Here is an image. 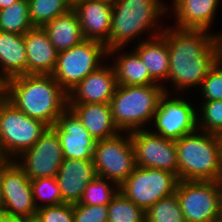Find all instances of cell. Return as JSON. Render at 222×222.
<instances>
[{
	"mask_svg": "<svg viewBox=\"0 0 222 222\" xmlns=\"http://www.w3.org/2000/svg\"><path fill=\"white\" fill-rule=\"evenodd\" d=\"M72 9L77 13L84 39L109 42L112 0H78Z\"/></svg>",
	"mask_w": 222,
	"mask_h": 222,
	"instance_id": "obj_17",
	"label": "cell"
},
{
	"mask_svg": "<svg viewBox=\"0 0 222 222\" xmlns=\"http://www.w3.org/2000/svg\"><path fill=\"white\" fill-rule=\"evenodd\" d=\"M48 127L18 110L3 96L0 99V159L15 160L31 148Z\"/></svg>",
	"mask_w": 222,
	"mask_h": 222,
	"instance_id": "obj_6",
	"label": "cell"
},
{
	"mask_svg": "<svg viewBox=\"0 0 222 222\" xmlns=\"http://www.w3.org/2000/svg\"><path fill=\"white\" fill-rule=\"evenodd\" d=\"M29 17L34 27L43 28L48 22L68 13L73 4L69 0H28Z\"/></svg>",
	"mask_w": 222,
	"mask_h": 222,
	"instance_id": "obj_27",
	"label": "cell"
},
{
	"mask_svg": "<svg viewBox=\"0 0 222 222\" xmlns=\"http://www.w3.org/2000/svg\"><path fill=\"white\" fill-rule=\"evenodd\" d=\"M118 191L119 186L116 183L97 176L86 186L79 204L108 205Z\"/></svg>",
	"mask_w": 222,
	"mask_h": 222,
	"instance_id": "obj_30",
	"label": "cell"
},
{
	"mask_svg": "<svg viewBox=\"0 0 222 222\" xmlns=\"http://www.w3.org/2000/svg\"><path fill=\"white\" fill-rule=\"evenodd\" d=\"M175 143L179 181H220L222 151L216 134L196 130Z\"/></svg>",
	"mask_w": 222,
	"mask_h": 222,
	"instance_id": "obj_4",
	"label": "cell"
},
{
	"mask_svg": "<svg viewBox=\"0 0 222 222\" xmlns=\"http://www.w3.org/2000/svg\"><path fill=\"white\" fill-rule=\"evenodd\" d=\"M108 63L110 65H108ZM117 87L115 71L108 60L87 75L68 93V104H109Z\"/></svg>",
	"mask_w": 222,
	"mask_h": 222,
	"instance_id": "obj_16",
	"label": "cell"
},
{
	"mask_svg": "<svg viewBox=\"0 0 222 222\" xmlns=\"http://www.w3.org/2000/svg\"><path fill=\"white\" fill-rule=\"evenodd\" d=\"M199 104L196 107L197 130L218 135L222 131V100Z\"/></svg>",
	"mask_w": 222,
	"mask_h": 222,
	"instance_id": "obj_32",
	"label": "cell"
},
{
	"mask_svg": "<svg viewBox=\"0 0 222 222\" xmlns=\"http://www.w3.org/2000/svg\"><path fill=\"white\" fill-rule=\"evenodd\" d=\"M27 74L51 75L56 67L57 54L47 32L34 27L24 34Z\"/></svg>",
	"mask_w": 222,
	"mask_h": 222,
	"instance_id": "obj_20",
	"label": "cell"
},
{
	"mask_svg": "<svg viewBox=\"0 0 222 222\" xmlns=\"http://www.w3.org/2000/svg\"><path fill=\"white\" fill-rule=\"evenodd\" d=\"M178 182L175 173L135 166L133 172L119 186V191L146 211L162 198L175 194Z\"/></svg>",
	"mask_w": 222,
	"mask_h": 222,
	"instance_id": "obj_8",
	"label": "cell"
},
{
	"mask_svg": "<svg viewBox=\"0 0 222 222\" xmlns=\"http://www.w3.org/2000/svg\"><path fill=\"white\" fill-rule=\"evenodd\" d=\"M186 96L187 94L165 93L159 100L152 126L149 129L151 128L153 133L174 141L195 132L197 130V105L196 102L192 104Z\"/></svg>",
	"mask_w": 222,
	"mask_h": 222,
	"instance_id": "obj_9",
	"label": "cell"
},
{
	"mask_svg": "<svg viewBox=\"0 0 222 222\" xmlns=\"http://www.w3.org/2000/svg\"><path fill=\"white\" fill-rule=\"evenodd\" d=\"M133 50L148 68L151 78L166 88L169 74V49L166 39L160 34L139 42Z\"/></svg>",
	"mask_w": 222,
	"mask_h": 222,
	"instance_id": "obj_23",
	"label": "cell"
},
{
	"mask_svg": "<svg viewBox=\"0 0 222 222\" xmlns=\"http://www.w3.org/2000/svg\"><path fill=\"white\" fill-rule=\"evenodd\" d=\"M0 184L4 203L3 213L15 219L37 213L31 180L14 160L1 159Z\"/></svg>",
	"mask_w": 222,
	"mask_h": 222,
	"instance_id": "obj_13",
	"label": "cell"
},
{
	"mask_svg": "<svg viewBox=\"0 0 222 222\" xmlns=\"http://www.w3.org/2000/svg\"><path fill=\"white\" fill-rule=\"evenodd\" d=\"M4 97L29 117L49 127L68 107V93L52 75L26 74L4 83Z\"/></svg>",
	"mask_w": 222,
	"mask_h": 222,
	"instance_id": "obj_2",
	"label": "cell"
},
{
	"mask_svg": "<svg viewBox=\"0 0 222 222\" xmlns=\"http://www.w3.org/2000/svg\"><path fill=\"white\" fill-rule=\"evenodd\" d=\"M31 189L37 209L63 203L56 177L33 179Z\"/></svg>",
	"mask_w": 222,
	"mask_h": 222,
	"instance_id": "obj_31",
	"label": "cell"
},
{
	"mask_svg": "<svg viewBox=\"0 0 222 222\" xmlns=\"http://www.w3.org/2000/svg\"><path fill=\"white\" fill-rule=\"evenodd\" d=\"M4 96V82L0 79V99Z\"/></svg>",
	"mask_w": 222,
	"mask_h": 222,
	"instance_id": "obj_42",
	"label": "cell"
},
{
	"mask_svg": "<svg viewBox=\"0 0 222 222\" xmlns=\"http://www.w3.org/2000/svg\"><path fill=\"white\" fill-rule=\"evenodd\" d=\"M43 29L47 32L50 42L58 53L68 50L85 40L78 15L73 9L51 20Z\"/></svg>",
	"mask_w": 222,
	"mask_h": 222,
	"instance_id": "obj_25",
	"label": "cell"
},
{
	"mask_svg": "<svg viewBox=\"0 0 222 222\" xmlns=\"http://www.w3.org/2000/svg\"><path fill=\"white\" fill-rule=\"evenodd\" d=\"M95 141L112 138L120 133L114 124L109 104H68Z\"/></svg>",
	"mask_w": 222,
	"mask_h": 222,
	"instance_id": "obj_22",
	"label": "cell"
},
{
	"mask_svg": "<svg viewBox=\"0 0 222 222\" xmlns=\"http://www.w3.org/2000/svg\"><path fill=\"white\" fill-rule=\"evenodd\" d=\"M213 42L215 46V64L222 69V31L219 33L216 30L214 31Z\"/></svg>",
	"mask_w": 222,
	"mask_h": 222,
	"instance_id": "obj_36",
	"label": "cell"
},
{
	"mask_svg": "<svg viewBox=\"0 0 222 222\" xmlns=\"http://www.w3.org/2000/svg\"><path fill=\"white\" fill-rule=\"evenodd\" d=\"M33 28L29 17L28 0H18L0 10V31L24 35Z\"/></svg>",
	"mask_w": 222,
	"mask_h": 222,
	"instance_id": "obj_26",
	"label": "cell"
},
{
	"mask_svg": "<svg viewBox=\"0 0 222 222\" xmlns=\"http://www.w3.org/2000/svg\"><path fill=\"white\" fill-rule=\"evenodd\" d=\"M0 169H1V159H0ZM3 210H4V203H3L1 184H0V213H3Z\"/></svg>",
	"mask_w": 222,
	"mask_h": 222,
	"instance_id": "obj_40",
	"label": "cell"
},
{
	"mask_svg": "<svg viewBox=\"0 0 222 222\" xmlns=\"http://www.w3.org/2000/svg\"><path fill=\"white\" fill-rule=\"evenodd\" d=\"M72 4H74L78 0H69Z\"/></svg>",
	"mask_w": 222,
	"mask_h": 222,
	"instance_id": "obj_44",
	"label": "cell"
},
{
	"mask_svg": "<svg viewBox=\"0 0 222 222\" xmlns=\"http://www.w3.org/2000/svg\"><path fill=\"white\" fill-rule=\"evenodd\" d=\"M93 160L64 159L56 175L63 203L76 204L96 178Z\"/></svg>",
	"mask_w": 222,
	"mask_h": 222,
	"instance_id": "obj_19",
	"label": "cell"
},
{
	"mask_svg": "<svg viewBox=\"0 0 222 222\" xmlns=\"http://www.w3.org/2000/svg\"><path fill=\"white\" fill-rule=\"evenodd\" d=\"M52 128L60 139L64 159L93 160L96 141L69 107Z\"/></svg>",
	"mask_w": 222,
	"mask_h": 222,
	"instance_id": "obj_15",
	"label": "cell"
},
{
	"mask_svg": "<svg viewBox=\"0 0 222 222\" xmlns=\"http://www.w3.org/2000/svg\"><path fill=\"white\" fill-rule=\"evenodd\" d=\"M74 222H108V205L73 204Z\"/></svg>",
	"mask_w": 222,
	"mask_h": 222,
	"instance_id": "obj_34",
	"label": "cell"
},
{
	"mask_svg": "<svg viewBox=\"0 0 222 222\" xmlns=\"http://www.w3.org/2000/svg\"><path fill=\"white\" fill-rule=\"evenodd\" d=\"M27 74L24 35L0 31V79L7 80Z\"/></svg>",
	"mask_w": 222,
	"mask_h": 222,
	"instance_id": "obj_24",
	"label": "cell"
},
{
	"mask_svg": "<svg viewBox=\"0 0 222 222\" xmlns=\"http://www.w3.org/2000/svg\"><path fill=\"white\" fill-rule=\"evenodd\" d=\"M125 49V50H124ZM117 47L108 51V61L112 60L117 85H151L157 84L150 76L148 68L138 54L132 49ZM111 57V59H110Z\"/></svg>",
	"mask_w": 222,
	"mask_h": 222,
	"instance_id": "obj_21",
	"label": "cell"
},
{
	"mask_svg": "<svg viewBox=\"0 0 222 222\" xmlns=\"http://www.w3.org/2000/svg\"><path fill=\"white\" fill-rule=\"evenodd\" d=\"M16 1L18 0H0V10L11 6Z\"/></svg>",
	"mask_w": 222,
	"mask_h": 222,
	"instance_id": "obj_39",
	"label": "cell"
},
{
	"mask_svg": "<svg viewBox=\"0 0 222 222\" xmlns=\"http://www.w3.org/2000/svg\"><path fill=\"white\" fill-rule=\"evenodd\" d=\"M93 163L98 177L120 186L136 166L130 133L120 132L112 138L96 141Z\"/></svg>",
	"mask_w": 222,
	"mask_h": 222,
	"instance_id": "obj_10",
	"label": "cell"
},
{
	"mask_svg": "<svg viewBox=\"0 0 222 222\" xmlns=\"http://www.w3.org/2000/svg\"><path fill=\"white\" fill-rule=\"evenodd\" d=\"M164 94V87L159 84L117 85L109 102L114 124L120 132L149 129Z\"/></svg>",
	"mask_w": 222,
	"mask_h": 222,
	"instance_id": "obj_5",
	"label": "cell"
},
{
	"mask_svg": "<svg viewBox=\"0 0 222 222\" xmlns=\"http://www.w3.org/2000/svg\"><path fill=\"white\" fill-rule=\"evenodd\" d=\"M220 181L180 180L175 194L186 222H217Z\"/></svg>",
	"mask_w": 222,
	"mask_h": 222,
	"instance_id": "obj_11",
	"label": "cell"
},
{
	"mask_svg": "<svg viewBox=\"0 0 222 222\" xmlns=\"http://www.w3.org/2000/svg\"><path fill=\"white\" fill-rule=\"evenodd\" d=\"M0 222H18V219L11 218L5 213H0Z\"/></svg>",
	"mask_w": 222,
	"mask_h": 222,
	"instance_id": "obj_38",
	"label": "cell"
},
{
	"mask_svg": "<svg viewBox=\"0 0 222 222\" xmlns=\"http://www.w3.org/2000/svg\"><path fill=\"white\" fill-rule=\"evenodd\" d=\"M112 2L111 32L109 42L105 45L108 51L117 47L128 48L127 45L133 42L134 45L138 44L164 31L166 26L161 19L168 15V2L165 3V0H112Z\"/></svg>",
	"mask_w": 222,
	"mask_h": 222,
	"instance_id": "obj_3",
	"label": "cell"
},
{
	"mask_svg": "<svg viewBox=\"0 0 222 222\" xmlns=\"http://www.w3.org/2000/svg\"><path fill=\"white\" fill-rule=\"evenodd\" d=\"M43 222H74L73 204L46 206L37 210Z\"/></svg>",
	"mask_w": 222,
	"mask_h": 222,
	"instance_id": "obj_35",
	"label": "cell"
},
{
	"mask_svg": "<svg viewBox=\"0 0 222 222\" xmlns=\"http://www.w3.org/2000/svg\"><path fill=\"white\" fill-rule=\"evenodd\" d=\"M219 142H220V147H221V151H222V131L217 135Z\"/></svg>",
	"mask_w": 222,
	"mask_h": 222,
	"instance_id": "obj_43",
	"label": "cell"
},
{
	"mask_svg": "<svg viewBox=\"0 0 222 222\" xmlns=\"http://www.w3.org/2000/svg\"><path fill=\"white\" fill-rule=\"evenodd\" d=\"M218 221H219V222H222V193H221L220 202H219Z\"/></svg>",
	"mask_w": 222,
	"mask_h": 222,
	"instance_id": "obj_41",
	"label": "cell"
},
{
	"mask_svg": "<svg viewBox=\"0 0 222 222\" xmlns=\"http://www.w3.org/2000/svg\"><path fill=\"white\" fill-rule=\"evenodd\" d=\"M145 211L121 191L108 204V222H146Z\"/></svg>",
	"mask_w": 222,
	"mask_h": 222,
	"instance_id": "obj_28",
	"label": "cell"
},
{
	"mask_svg": "<svg viewBox=\"0 0 222 222\" xmlns=\"http://www.w3.org/2000/svg\"><path fill=\"white\" fill-rule=\"evenodd\" d=\"M64 160L60 139L52 127L14 161L30 179L56 177Z\"/></svg>",
	"mask_w": 222,
	"mask_h": 222,
	"instance_id": "obj_12",
	"label": "cell"
},
{
	"mask_svg": "<svg viewBox=\"0 0 222 222\" xmlns=\"http://www.w3.org/2000/svg\"><path fill=\"white\" fill-rule=\"evenodd\" d=\"M161 35L166 39L169 49V74L165 93L188 94L192 87L197 91L215 65L213 32L180 29L167 24ZM169 85L173 92L168 88Z\"/></svg>",
	"mask_w": 222,
	"mask_h": 222,
	"instance_id": "obj_1",
	"label": "cell"
},
{
	"mask_svg": "<svg viewBox=\"0 0 222 222\" xmlns=\"http://www.w3.org/2000/svg\"><path fill=\"white\" fill-rule=\"evenodd\" d=\"M221 2V0H172V4L168 5V13H171V16L174 14L173 20L175 19L172 26L213 32L211 27L216 21Z\"/></svg>",
	"mask_w": 222,
	"mask_h": 222,
	"instance_id": "obj_18",
	"label": "cell"
},
{
	"mask_svg": "<svg viewBox=\"0 0 222 222\" xmlns=\"http://www.w3.org/2000/svg\"><path fill=\"white\" fill-rule=\"evenodd\" d=\"M198 90L202 101L222 100V69L217 64L209 70Z\"/></svg>",
	"mask_w": 222,
	"mask_h": 222,
	"instance_id": "obj_33",
	"label": "cell"
},
{
	"mask_svg": "<svg viewBox=\"0 0 222 222\" xmlns=\"http://www.w3.org/2000/svg\"><path fill=\"white\" fill-rule=\"evenodd\" d=\"M146 222H186L176 194L162 198L145 211Z\"/></svg>",
	"mask_w": 222,
	"mask_h": 222,
	"instance_id": "obj_29",
	"label": "cell"
},
{
	"mask_svg": "<svg viewBox=\"0 0 222 222\" xmlns=\"http://www.w3.org/2000/svg\"><path fill=\"white\" fill-rule=\"evenodd\" d=\"M134 148L135 165L175 173L178 177L176 143L150 129L130 132Z\"/></svg>",
	"mask_w": 222,
	"mask_h": 222,
	"instance_id": "obj_14",
	"label": "cell"
},
{
	"mask_svg": "<svg viewBox=\"0 0 222 222\" xmlns=\"http://www.w3.org/2000/svg\"><path fill=\"white\" fill-rule=\"evenodd\" d=\"M18 222H43L40 216L36 213L25 217L18 218Z\"/></svg>",
	"mask_w": 222,
	"mask_h": 222,
	"instance_id": "obj_37",
	"label": "cell"
},
{
	"mask_svg": "<svg viewBox=\"0 0 222 222\" xmlns=\"http://www.w3.org/2000/svg\"><path fill=\"white\" fill-rule=\"evenodd\" d=\"M107 59L108 50L104 43L85 39L78 45L57 54L56 67L51 75L69 93Z\"/></svg>",
	"mask_w": 222,
	"mask_h": 222,
	"instance_id": "obj_7",
	"label": "cell"
}]
</instances>
